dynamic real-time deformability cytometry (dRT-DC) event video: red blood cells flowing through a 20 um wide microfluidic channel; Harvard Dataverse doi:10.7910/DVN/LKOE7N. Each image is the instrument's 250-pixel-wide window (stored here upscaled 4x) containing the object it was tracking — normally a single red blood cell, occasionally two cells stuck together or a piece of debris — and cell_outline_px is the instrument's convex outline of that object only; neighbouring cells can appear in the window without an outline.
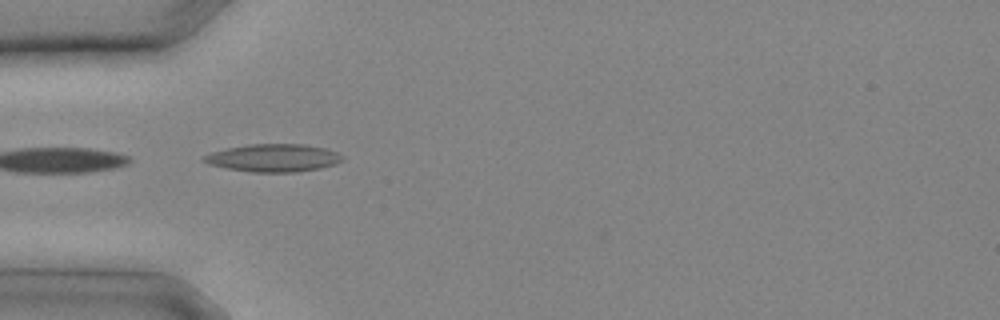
{"species": "common noctule bat (a hibernating species)", "species_latin": "Nyctalus noctula", "temperature_condition": "cold", "stored_images_in_passage": 13, "camera_frame_rate_fps": 3000, "um_per_image_px": 0.085, "animal": {"sex": "male", "body_mass_g": 20.4}, "frame": {"image": 1, "passage_image": 8, "time_ms": 2.333, "image_size_px": [1000, 320], "cell_outline_px": [[344, 160], [336, 164], [320, 168], [296, 172], [252, 172], [228, 168], [208, 164], [200, 160], [204, 156], [212, 152], [228, 148], [248, 144], [304, 144], [324, 148], [336, 152], [344, 156]], "centroid_in_image_um": [23.26, 13.42], "position_along_channel_um": 61.7, "area_um2": 22.37}}
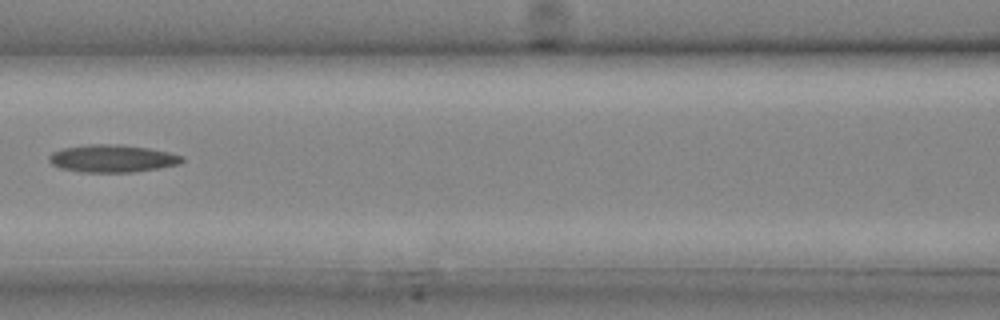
{"frame": {"image": 2, "passage_image": 12, "time_ms": 3.667, "image_size_px": [1000, 320], "cell_outline_px": [[184, 160], [180, 164], [160, 168], [132, 172], [80, 172], [60, 168], [52, 164], [48, 160], [48, 156], [52, 152], [64, 148], [88, 144], [116, 144], [148, 148], [168, 152], [184, 156]], "centroid_in_image_um": [9.55, 13.47], "position_along_channel_um": 157.1, "area_um2": 21.39}}